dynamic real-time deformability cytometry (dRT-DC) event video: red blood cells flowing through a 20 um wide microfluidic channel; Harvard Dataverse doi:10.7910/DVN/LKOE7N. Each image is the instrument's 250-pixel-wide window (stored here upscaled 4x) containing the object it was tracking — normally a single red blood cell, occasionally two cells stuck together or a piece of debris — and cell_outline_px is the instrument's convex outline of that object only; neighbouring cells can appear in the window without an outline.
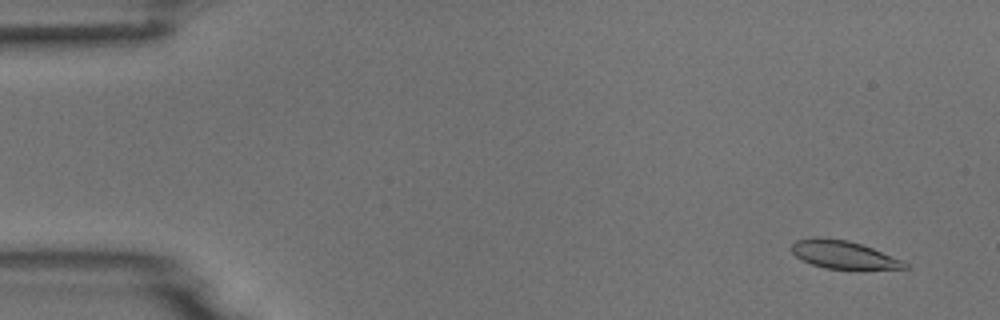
{"species": "common noctule bat (a hibernating species)", "species_latin": "Nyctalus noctula", "temperature_condition": "room temperature", "stored_images_in_passage": 6, "camera_frame_rate_fps": 3000, "um_per_image_px": 0.085, "animal": {"sex": "male", "body_mass_g": 18.8}, "frame": {"image": 1, "passage_image": 1, "time_ms": 0.0, "image_size_px": [1000, 320], "cell_outline_px": [[908, 268], [824, 268], [812, 264], [796, 256], [792, 252], [792, 244], [796, 240], [812, 236], [824, 236], [848, 240], [872, 248], [900, 260], [908, 264]], "centroid_in_image_um": [71.6, 21.6], "position_along_channel_um": 13.4, "area_um2": 18.03}}
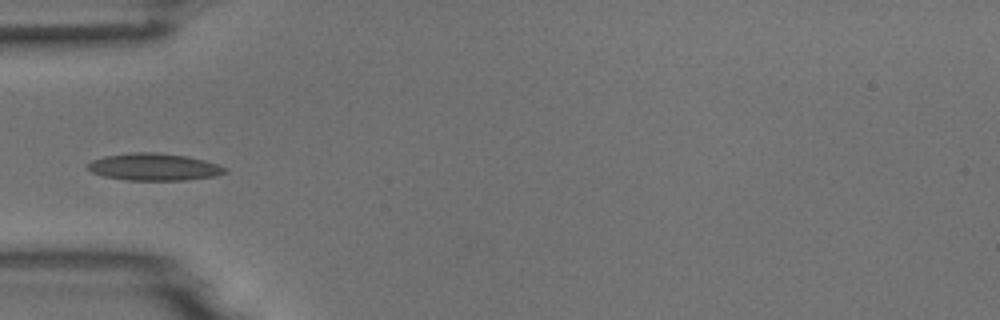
{"frame": {"image": 2, "passage_image": 5, "time_ms": 4.667, "image_size_px": [1000, 320], "cell_outline_px": [[228, 172], [216, 176], [188, 180], [128, 180], [104, 176], [92, 172], [88, 168], [88, 164], [92, 160], [104, 156], [132, 152], [156, 152], [188, 156], [204, 160], [228, 168]], "centroid_in_image_um": [13.13, 14.19], "position_along_channel_um": 71.9, "area_um2": 21.79}}
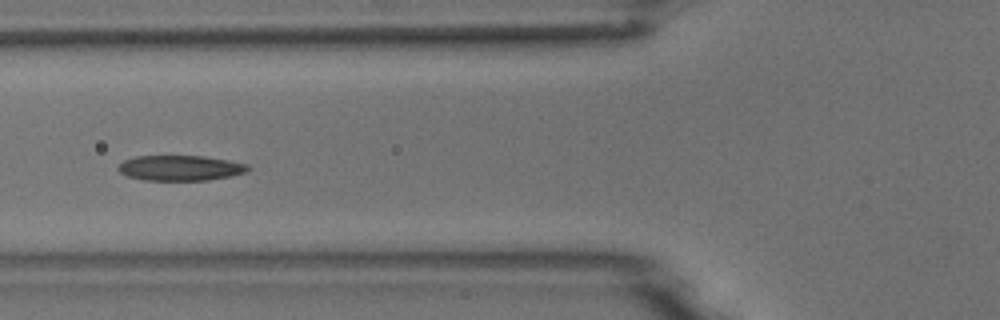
{"frame": {"image": 3, "passage_image": 6, "time_ms": 5.667, "image_size_px": [1000, 320], "cell_outline_px": [[252, 168], [248, 172], [232, 176], [208, 180], [144, 180], [128, 176], [120, 172], [116, 168], [124, 160], [136, 156], [204, 156], [228, 160], [248, 164]], "centroid_in_image_um": [15.37, 14.28], "position_along_channel_um": 110.4, "area_um2": 19.25}}